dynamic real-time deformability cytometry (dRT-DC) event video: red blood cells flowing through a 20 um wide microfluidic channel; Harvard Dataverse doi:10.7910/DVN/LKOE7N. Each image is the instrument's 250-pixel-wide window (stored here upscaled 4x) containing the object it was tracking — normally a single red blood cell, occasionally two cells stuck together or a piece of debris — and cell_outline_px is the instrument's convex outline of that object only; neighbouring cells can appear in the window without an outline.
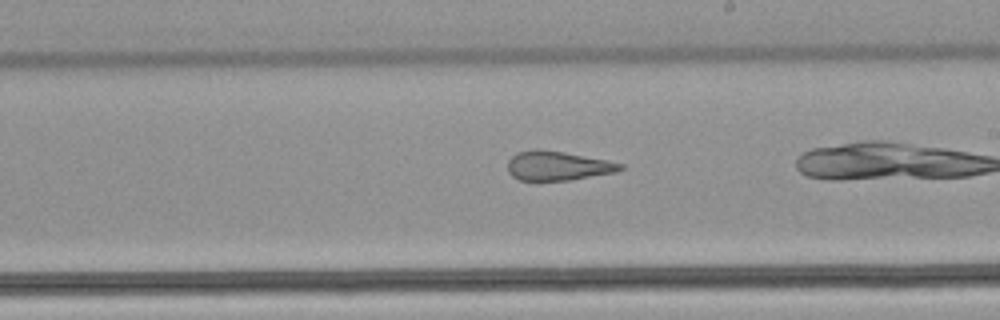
{"species": "common noctule bat (a hibernating species)", "species_latin": "Nyctalus noctula", "temperature_condition": "warm", "stored_images_in_passage": 39, "camera_frame_rate_fps": 3000, "um_per_image_px": 0.085, "animal": {"sex": "male", "body_mass_g": 21.5, "forearm_length_mm": 52.0}, "frame": {"image": 1, "passage_image": 28, "time_ms": 9.0, "image_size_px": [1000, 320], "cell_outline_px": [[624, 168], [616, 172], [572, 180], [536, 184], [520, 180], [512, 176], [508, 172], [508, 160], [516, 152], [532, 148], [536, 148], [564, 152], [624, 164]], "centroid_in_image_um": [47.32, 14.13], "position_along_channel_um": 241.7, "area_um2": 20.0}}
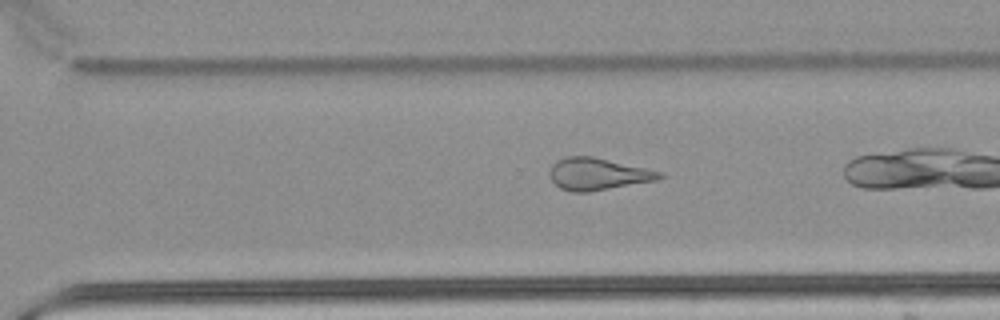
{"frame": {"image": 2, "passage_image": 34, "time_ms": 11.0, "image_size_px": [1000, 320], "cell_outline_px": [[664, 176], [656, 180], [588, 192], [572, 192], [560, 188], [552, 180], [548, 172], [552, 164], [556, 160], [568, 156], [592, 156], [664, 172]], "centroid_in_image_um": [50.79, 14.78], "position_along_channel_um": 319.8, "area_um2": 20.46}}